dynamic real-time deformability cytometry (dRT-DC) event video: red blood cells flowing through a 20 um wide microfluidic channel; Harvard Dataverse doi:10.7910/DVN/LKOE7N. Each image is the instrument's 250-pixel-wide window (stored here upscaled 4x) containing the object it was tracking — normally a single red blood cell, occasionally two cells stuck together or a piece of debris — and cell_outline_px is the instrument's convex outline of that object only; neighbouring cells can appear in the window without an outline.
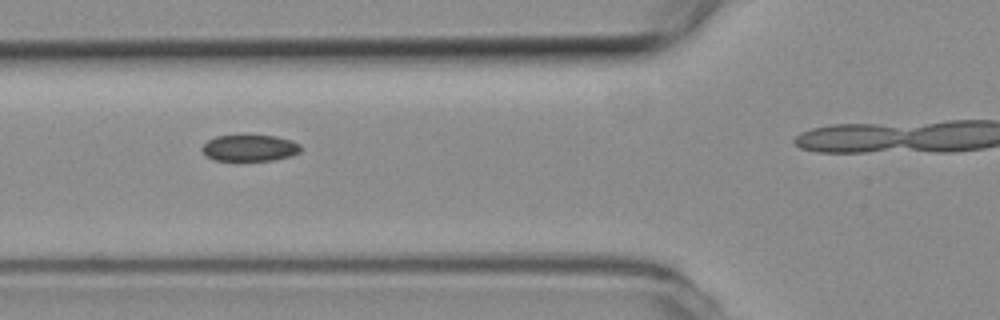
{"species": "common noctule bat (a hibernating species)", "species_latin": "Nyctalus noctula", "temperature_condition": "room temperature", "stored_images_in_passage": 13, "camera_frame_rate_fps": 3000, "um_per_image_px": 0.085, "animal": {"sex": "female", "body_mass_g": 19.3, "forearm_length_mm": 54.1}, "frame": {"image": 1, "passage_image": 3, "time_ms": 0.667, "image_size_px": [1000, 320], "cell_outline_px": [[300, 152], [292, 156], [272, 160], [216, 160], [208, 156], [200, 148], [208, 140], [216, 136], [276, 136], [292, 140], [300, 144]], "centroid_in_image_um": [21.26, 12.58], "position_along_channel_um": 104.5, "area_um2": 14.97}}
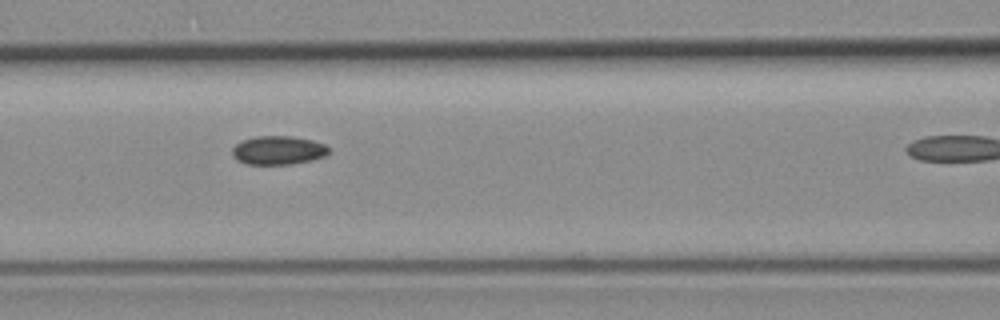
{"frame": {"image": 2, "passage_image": 6, "time_ms": 1.667, "image_size_px": [1000, 320], "cell_outline_px": [[328, 152], [324, 156], [312, 160], [288, 164], [248, 164], [236, 160], [232, 156], [232, 148], [236, 144], [244, 140], [256, 136], [292, 136], [312, 140], [324, 144], [328, 148]], "centroid_in_image_um": [23.62, 12.77], "position_along_channel_um": 143.0, "area_um2": 16.01}}